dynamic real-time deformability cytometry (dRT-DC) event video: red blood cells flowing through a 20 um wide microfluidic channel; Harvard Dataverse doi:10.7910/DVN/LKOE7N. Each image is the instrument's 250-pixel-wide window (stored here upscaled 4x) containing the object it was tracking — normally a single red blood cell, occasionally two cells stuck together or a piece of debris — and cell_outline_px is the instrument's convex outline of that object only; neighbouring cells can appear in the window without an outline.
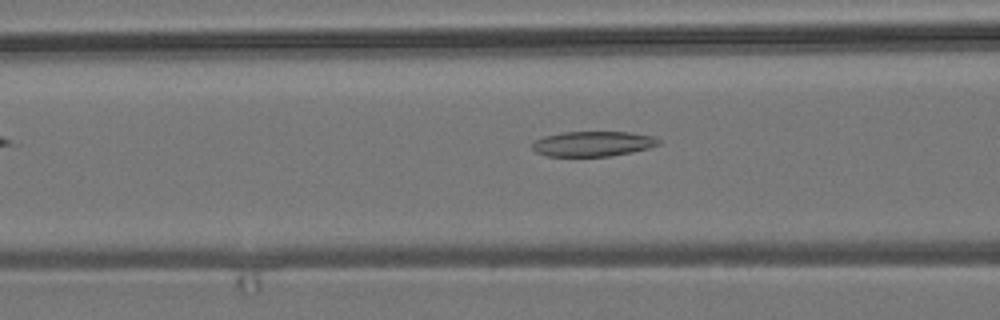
{"species": "common noctule bat (a hibernating species)", "species_latin": "Nyctalus noctula", "temperature_condition": "room temperature", "stored_images_in_passage": 6, "segment_of_instrument_passage": [2, 2], "camera_frame_rate_fps": 3000, "um_per_image_px": 0.085, "animal": {"sex": "male", "body_mass_g": 19.2, "forearm_length_mm": 51.8}, "frame": {"image": 1, "passage_image": 6, "time_ms": 1.667, "image_size_px": [1000, 320], "cell_outline_px": [[660, 144], [648, 148], [632, 152], [608, 156], [548, 156], [536, 152], [532, 148], [532, 144], [536, 140], [544, 136], [564, 132], [628, 132], [652, 136], [660, 140]], "centroid_in_image_um": [50.39, 12.22], "position_along_channel_um": 116.2, "area_um2": 18.32}}